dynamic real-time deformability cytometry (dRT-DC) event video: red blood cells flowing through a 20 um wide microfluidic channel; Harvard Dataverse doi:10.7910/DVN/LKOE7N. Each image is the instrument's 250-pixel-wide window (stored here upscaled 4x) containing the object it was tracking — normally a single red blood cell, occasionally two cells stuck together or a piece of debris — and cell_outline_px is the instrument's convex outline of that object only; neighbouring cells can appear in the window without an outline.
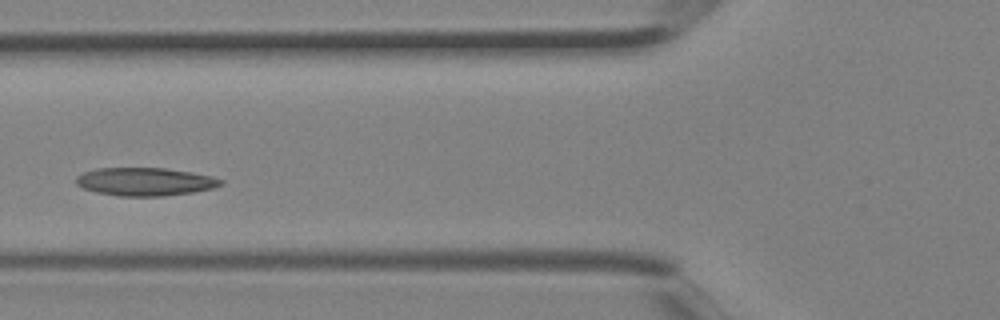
{"species": "Egyptian fruit bat (a non-hibernating species)", "species_latin": "Rousettus aegyptiacus", "temperature_condition": "room temperature", "stored_images_in_passage": 3, "camera_frame_rate_fps": 3000, "um_per_image_px": 0.085, "animal": {"sex": "female"}, "frame": {"image": 1, "passage_image": 3, "time_ms": 0.667, "image_size_px": [1000, 320], "cell_outline_px": [[224, 184], [212, 188], [192, 192], [164, 196], [116, 196], [96, 192], [84, 188], [76, 184], [76, 176], [84, 172], [96, 168], [164, 168], [192, 172], [212, 176], [224, 180]], "centroid_in_image_um": [12.33, 15.44], "position_along_channel_um": 113.5, "area_um2": 23.76}}